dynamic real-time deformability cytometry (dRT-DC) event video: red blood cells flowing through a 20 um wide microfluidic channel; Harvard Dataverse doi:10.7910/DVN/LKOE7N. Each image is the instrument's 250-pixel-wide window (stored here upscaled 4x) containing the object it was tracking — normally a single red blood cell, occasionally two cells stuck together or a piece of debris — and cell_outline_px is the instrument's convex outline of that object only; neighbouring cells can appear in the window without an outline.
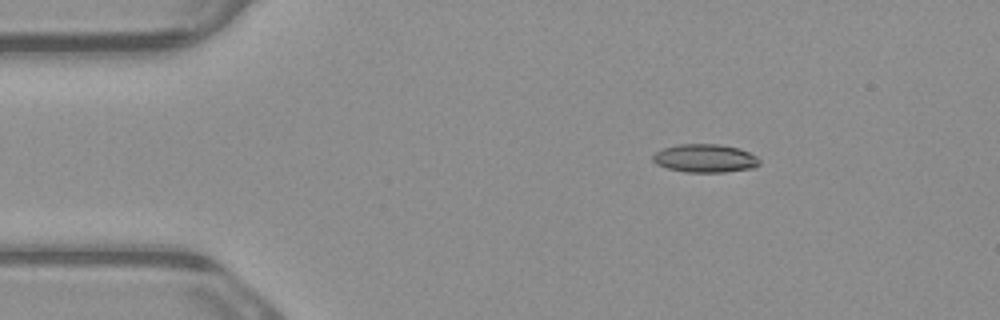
{"species": "common noctule bat (a hibernating species)", "species_latin": "Nyctalus noctula", "temperature_condition": "warm", "stored_images_in_passage": 4, "camera_frame_rate_fps": 3000, "um_per_image_px": 0.085, "animal": {"sex": "male", "body_mass_g": 23.1, "forearm_length_mm": 52.7}, "frame": {"image": 1, "passage_image": 2, "time_ms": 0.333, "image_size_px": [1000, 320], "cell_outline_px": [[760, 164], [752, 168], [724, 172], [684, 172], [668, 168], [656, 164], [652, 160], [652, 156], [656, 152], [664, 148], [680, 144], [720, 144], [740, 148], [756, 156], [760, 160]], "centroid_in_image_um": [59.93, 13.45], "position_along_channel_um": 25.1, "area_um2": 17.57}}